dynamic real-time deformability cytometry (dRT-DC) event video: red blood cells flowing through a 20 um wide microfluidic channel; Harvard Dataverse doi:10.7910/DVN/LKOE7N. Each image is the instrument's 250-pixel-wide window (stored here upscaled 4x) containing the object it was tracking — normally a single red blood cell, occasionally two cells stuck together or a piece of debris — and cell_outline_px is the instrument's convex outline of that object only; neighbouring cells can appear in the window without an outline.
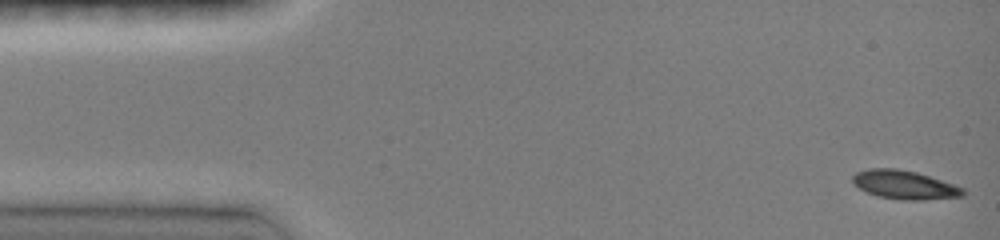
{"species": "common noctule bat (a hibernating species)", "species_latin": "Nyctalus noctula", "temperature_condition": "room temperature", "stored_images_in_passage": 19, "camera_frame_rate_fps": 3000, "um_per_image_px": 0.085, "animal": {"sex": "female", "body_mass_g": 19.0, "forearm_length_mm": 51.5}, "frame": {"image": 1, "passage_image": 1, "time_ms": 0.0, "image_size_px": [1000, 240], "cell_outline_px": [[964, 196], [924, 200], [900, 200], [880, 196], [868, 192], [852, 184], [852, 176], [856, 172], [868, 168], [896, 168], [916, 172], [964, 188]], "centroid_in_image_um": [76.85, 15.7], "position_along_channel_um": 8.1, "area_um2": 18.32}}
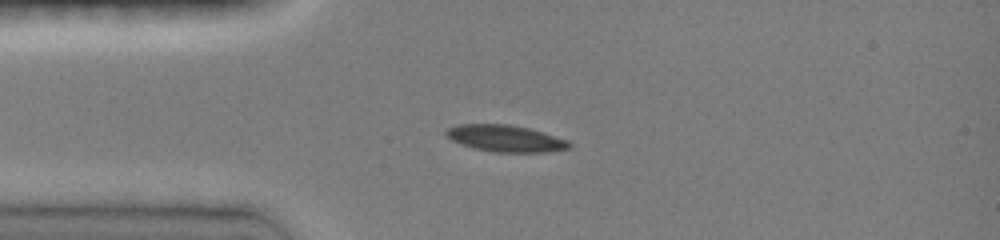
{"frame": {"image": 2, "passage_image": 9, "time_ms": 3.333, "image_size_px": [1000, 240], "cell_outline_px": [[572, 148], [544, 152], [492, 152], [472, 148], [460, 144], [444, 136], [444, 132], [448, 128], [456, 124], [508, 124], [528, 128], [568, 140], [572, 144]], "centroid_in_image_um": [42.92, 11.77], "position_along_channel_um": 42.1, "area_um2": 19.31}}
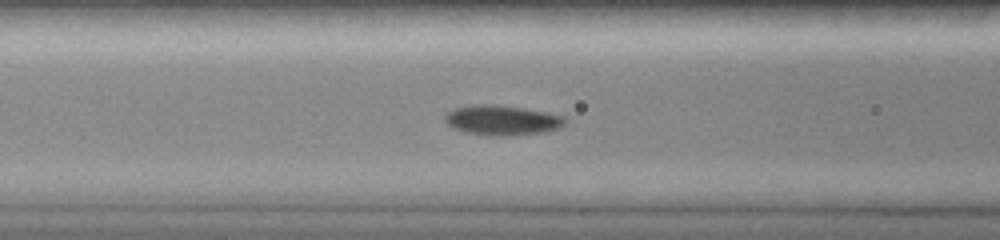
{"frame": {"image": 3, "passage_image": 15, "time_ms": 5.667, "image_size_px": [1000, 240], "cell_outline_px": [[568, 120], [560, 128], [544, 132], [508, 136], [488, 136], [468, 132], [452, 128], [444, 120], [444, 112], [452, 108], [472, 104], [492, 104], [524, 108], [548, 112], [564, 116]], "centroid_in_image_um": [42.66, 10.21], "position_along_channel_um": 123.9, "area_um2": 21.39}}